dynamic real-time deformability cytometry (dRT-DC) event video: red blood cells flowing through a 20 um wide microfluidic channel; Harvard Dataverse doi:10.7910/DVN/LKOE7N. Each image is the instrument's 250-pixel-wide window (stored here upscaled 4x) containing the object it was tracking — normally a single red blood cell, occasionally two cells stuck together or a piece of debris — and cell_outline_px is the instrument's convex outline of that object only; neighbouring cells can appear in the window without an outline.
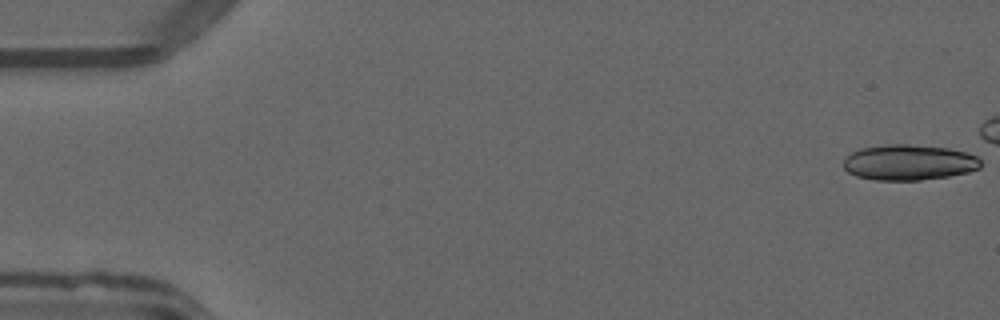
{"species": "common noctule bat (a hibernating species)", "species_latin": "Nyctalus noctula", "temperature_condition": "warm", "stored_images_in_passage": 26, "camera_frame_rate_fps": 3000, "um_per_image_px": 0.085, "animal": {"sex": "male", "forearm_length_mm": 52.5}, "frame": {"image": 1, "passage_image": 1, "time_ms": 0.0, "image_size_px": [1000, 320], "cell_outline_px": [[980, 168], [968, 172], [948, 176], [920, 180], [876, 180], [856, 176], [848, 172], [844, 168], [844, 160], [852, 152], [860, 148], [888, 144], [908, 144], [948, 148], [968, 152], [976, 156], [980, 160]], "centroid_in_image_um": [77.26, 13.8], "position_along_channel_um": 7.7, "area_um2": 28.44}}